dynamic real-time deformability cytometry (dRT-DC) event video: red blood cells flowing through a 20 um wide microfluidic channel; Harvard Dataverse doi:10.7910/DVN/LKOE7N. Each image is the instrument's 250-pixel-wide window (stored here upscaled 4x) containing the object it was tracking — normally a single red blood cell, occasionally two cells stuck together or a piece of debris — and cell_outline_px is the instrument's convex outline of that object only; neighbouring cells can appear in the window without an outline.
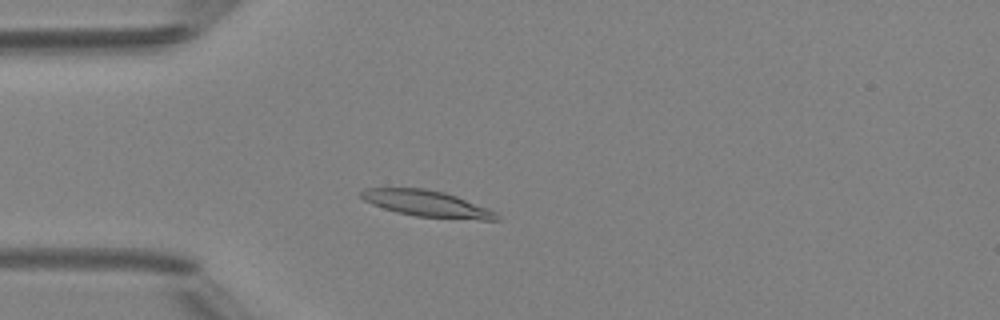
{"species": "Egyptian fruit bat (a non-hibernating species)", "species_latin": "Rousettus aegyptiacus", "temperature_condition": "room temperature", "stored_images_in_passage": 47, "camera_frame_rate_fps": 3000, "um_per_image_px": 0.085, "animal": {"sex": "female"}, "frame": {"image": 1, "passage_image": 11, "time_ms": 3.333, "image_size_px": [1000, 320], "cell_outline_px": [[500, 220], [480, 220], [416, 216], [396, 212], [372, 204], [364, 200], [360, 196], [360, 192], [364, 188], [424, 188], [444, 192], [456, 196], [488, 208], [496, 212], [500, 216]], "centroid_in_image_um": [36.3, 17.31], "position_along_channel_um": 48.7, "area_um2": 20.69}}
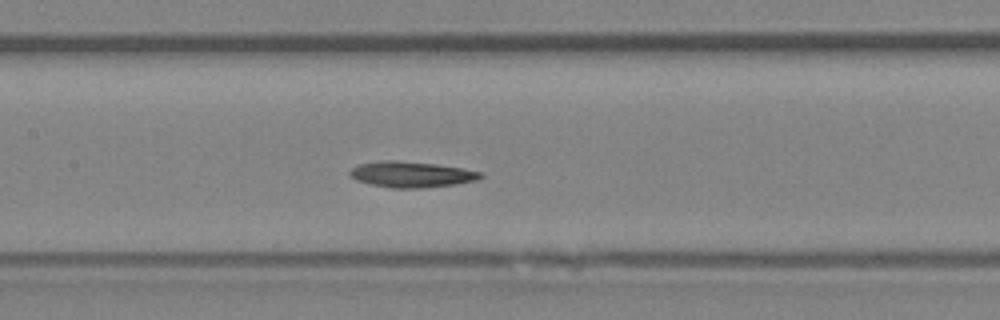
{"frame": {"image": 2, "passage_image": 21, "time_ms": 6.667, "image_size_px": [1000, 320], "cell_outline_px": [[484, 176], [476, 180], [452, 184], [420, 188], [392, 188], [372, 184], [356, 180], [348, 172], [352, 168], [360, 164], [380, 160], [396, 160], [436, 164], [484, 172]], "centroid_in_image_um": [34.96, 14.81], "position_along_channel_um": 172.4, "area_um2": 19.48}}
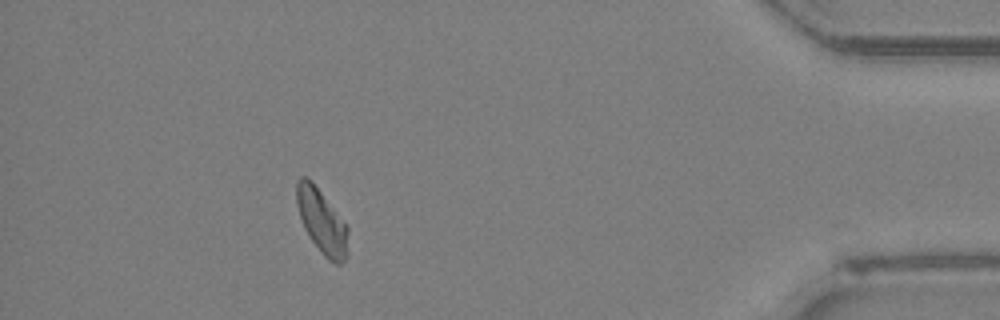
{"frame": {"image": 3, "passage_image": 42, "time_ms": 13.667, "image_size_px": [1000, 320], "cell_outline_px": [[348, 256], [340, 264], [336, 264], [328, 260], [324, 256], [312, 240], [304, 228], [296, 204], [296, 180], [300, 176], [304, 176], [320, 192], [348, 228]], "centroid_in_image_um": [27.35, 18.87], "position_along_channel_um": 407.9, "area_um2": 18.79}}